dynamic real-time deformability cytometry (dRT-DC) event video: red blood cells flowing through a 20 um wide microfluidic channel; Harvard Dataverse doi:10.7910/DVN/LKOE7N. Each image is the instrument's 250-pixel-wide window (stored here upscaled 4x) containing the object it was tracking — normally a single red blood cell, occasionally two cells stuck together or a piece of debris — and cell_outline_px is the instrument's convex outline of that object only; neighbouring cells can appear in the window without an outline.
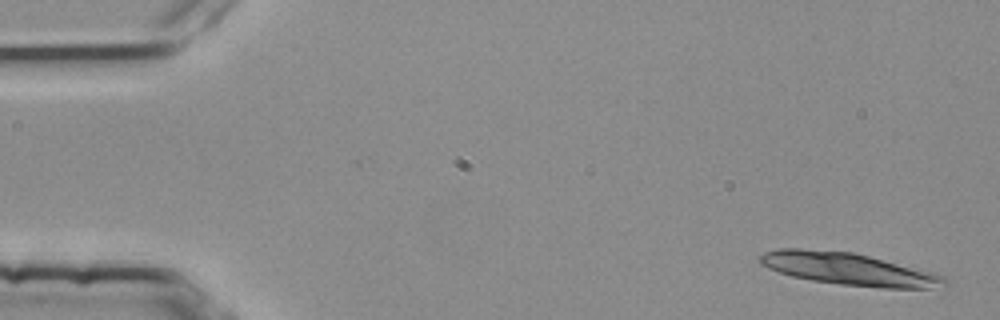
{"species": "common noctule bat (a hibernating species)", "species_latin": "Nyctalus noctula", "temperature_condition": "room temperature", "stored_images_in_passage": 4, "camera_frame_rate_fps": 3000, "um_per_image_px": 0.085, "animal": {"sex": "female", "body_mass_g": 25.1}, "frame": {"image": 1, "passage_image": 1, "time_ms": 0.0, "image_size_px": [1000, 320], "cell_outline_px": [[948, 284], [928, 288], [880, 288], [840, 284], [812, 280], [792, 276], [768, 268], [760, 264], [760, 256], [764, 252], [780, 248], [800, 248], [852, 252], [920, 268], [936, 272], [944, 276], [948, 280]], "centroid_in_image_um": [72.17, 22.86], "position_along_channel_um": 12.8, "area_um2": 34.8}}
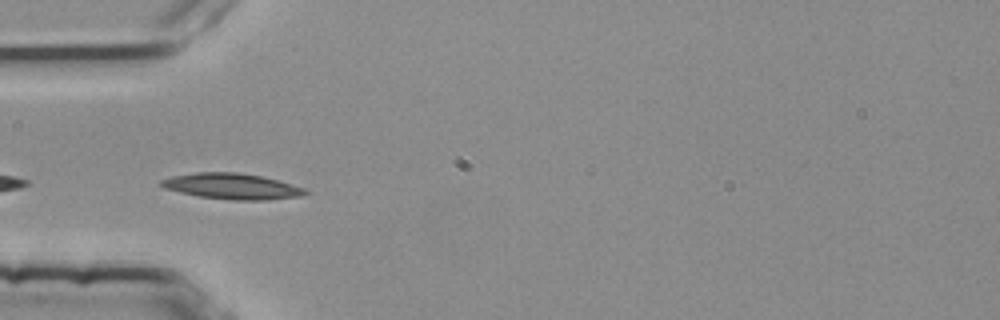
{"frame": {"image": 2, "passage_image": 4, "time_ms": 1.0, "image_size_px": [1000, 320], "cell_outline_px": [[308, 192], [300, 196], [264, 200], [232, 200], [200, 196], [180, 192], [164, 188], [160, 184], [160, 180], [172, 176], [196, 172], [240, 172], [260, 176], [276, 180], [304, 188]], "centroid_in_image_um": [19.68, 15.83], "position_along_channel_um": 65.3, "area_um2": 21.39}}